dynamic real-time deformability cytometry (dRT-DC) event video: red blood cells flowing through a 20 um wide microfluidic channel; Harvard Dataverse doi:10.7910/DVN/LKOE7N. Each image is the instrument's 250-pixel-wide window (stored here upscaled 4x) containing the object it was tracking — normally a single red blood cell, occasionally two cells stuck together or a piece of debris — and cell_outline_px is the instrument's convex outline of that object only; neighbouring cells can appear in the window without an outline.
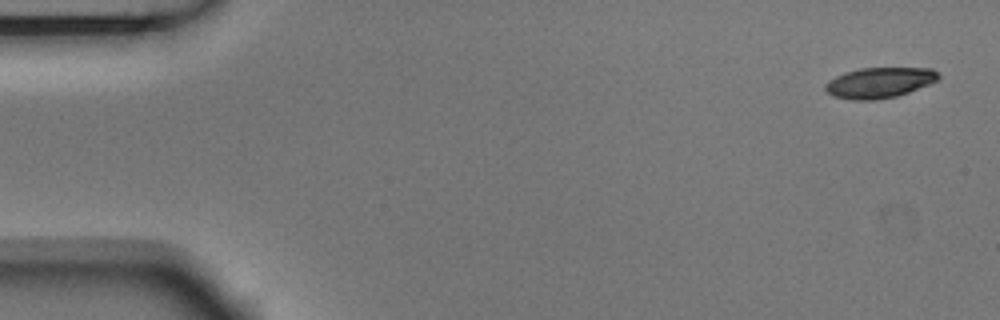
{"species": "Egyptian fruit bat (a non-hibernating species)", "species_latin": "Rousettus aegyptiacus", "temperature_condition": "room temperature", "stored_images_in_passage": 5, "camera_frame_rate_fps": 3000, "um_per_image_px": 0.085, "animal": {"sex": "male"}, "frame": {"image": 1, "passage_image": 1, "time_ms": 0.0, "image_size_px": [1000, 320], "cell_outline_px": [[940, 80], [908, 92], [896, 96], [876, 100], [852, 100], [832, 96], [824, 88], [824, 84], [828, 80], [844, 72], [860, 68], [932, 68], [940, 72]], "centroid_in_image_um": [74.76, 7.02], "position_along_channel_um": 10.2, "area_um2": 20.35}}
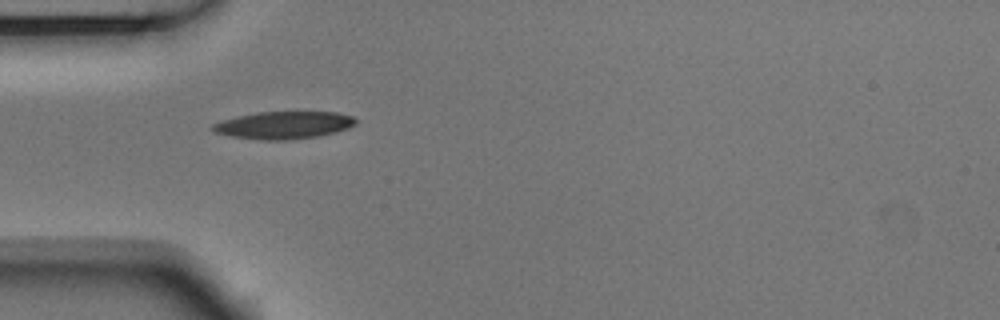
{"frame": {"image": 2, "passage_image": 5, "time_ms": 1.333, "image_size_px": [1000, 320], "cell_outline_px": [[356, 124], [348, 128], [336, 132], [320, 136], [288, 140], [260, 140], [232, 136], [216, 132], [212, 128], [212, 124], [224, 120], [240, 116], [260, 112], [336, 112], [352, 116], [356, 120]], "centroid_in_image_um": [24.18, 10.64], "position_along_channel_um": 60.8, "area_um2": 22.66}}